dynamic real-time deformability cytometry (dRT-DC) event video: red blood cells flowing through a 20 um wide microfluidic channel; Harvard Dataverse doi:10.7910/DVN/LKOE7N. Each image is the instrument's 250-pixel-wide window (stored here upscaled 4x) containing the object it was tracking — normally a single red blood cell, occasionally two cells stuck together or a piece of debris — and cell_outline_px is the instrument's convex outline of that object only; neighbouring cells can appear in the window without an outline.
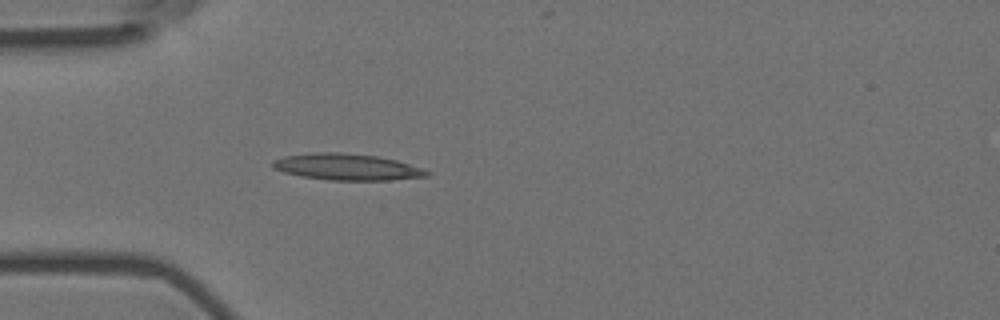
{"species": "Egyptian fruit bat (a non-hibernating species)", "species_latin": "Rousettus aegyptiacus", "temperature_condition": "room temperature", "stored_images_in_passage": 13, "camera_frame_rate_fps": 3000, "um_per_image_px": 0.085, "animal": {"sex": "female"}, "frame": {"image": 1, "passage_image": 6, "time_ms": 1.667, "image_size_px": [1000, 320], "cell_outline_px": [[432, 176], [392, 180], [328, 180], [300, 176], [284, 172], [272, 168], [272, 160], [284, 156], [316, 152], [340, 152], [376, 156], [396, 160], [432, 172]], "centroid_in_image_um": [29.49, 14.19], "position_along_channel_um": 55.5, "area_um2": 23.81}}
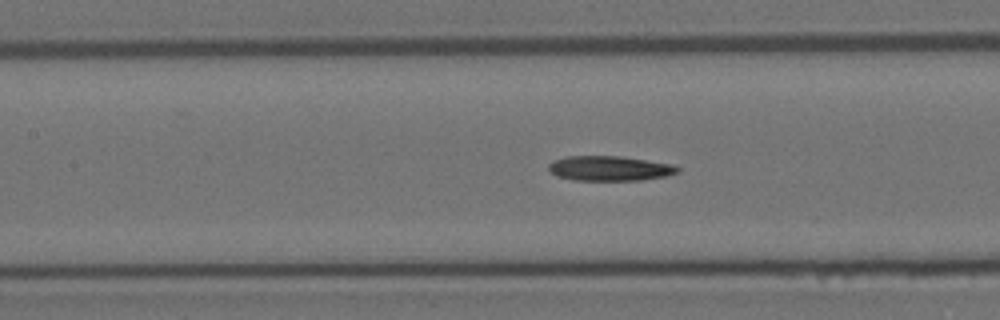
{"frame": {"image": 2, "passage_image": 11, "time_ms": 3.333, "image_size_px": [1000, 320], "cell_outline_px": [[680, 172], [668, 176], [640, 180], [572, 180], [556, 176], [548, 168], [548, 164], [552, 160], [568, 156], [620, 156], [672, 164], [680, 168]], "centroid_in_image_um": [51.82, 14.31], "position_along_channel_um": 155.6, "area_um2": 18.79}}